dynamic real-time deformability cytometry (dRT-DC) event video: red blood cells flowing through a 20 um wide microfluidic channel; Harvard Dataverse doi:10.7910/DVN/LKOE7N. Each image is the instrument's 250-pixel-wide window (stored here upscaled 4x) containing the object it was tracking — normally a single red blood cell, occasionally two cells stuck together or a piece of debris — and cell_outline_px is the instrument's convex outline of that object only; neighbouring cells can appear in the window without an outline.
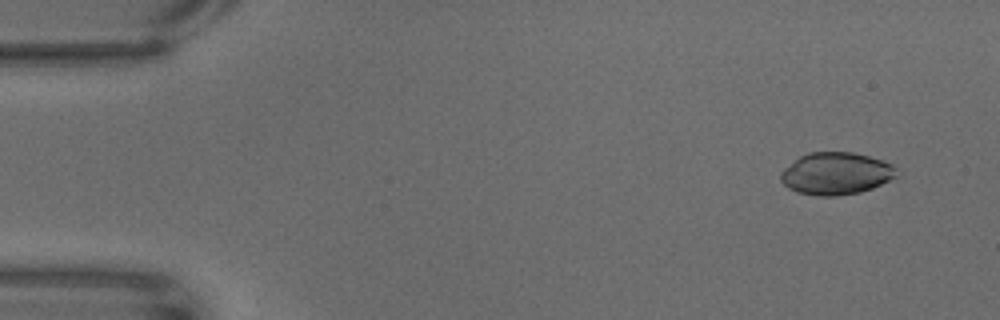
{"species": "common noctule bat (a hibernating species)", "species_latin": "Nyctalus noctula", "temperature_condition": "warm", "stored_images_in_passage": 21, "camera_frame_rate_fps": 3000, "um_per_image_px": 0.085, "animal": {"sex": "male", "body_mass_g": 18.8}, "frame": {"image": 1, "passage_image": 2, "time_ms": 0.333, "image_size_px": [1000, 320], "cell_outline_px": [[896, 176], [872, 188], [860, 192], [836, 196], [820, 196], [796, 192], [788, 188], [780, 180], [780, 172], [784, 168], [800, 156], [808, 152], [852, 152], [868, 156], [892, 164]], "centroid_in_image_um": [71.0, 14.75], "position_along_channel_um": 14.0, "area_um2": 28.26}}
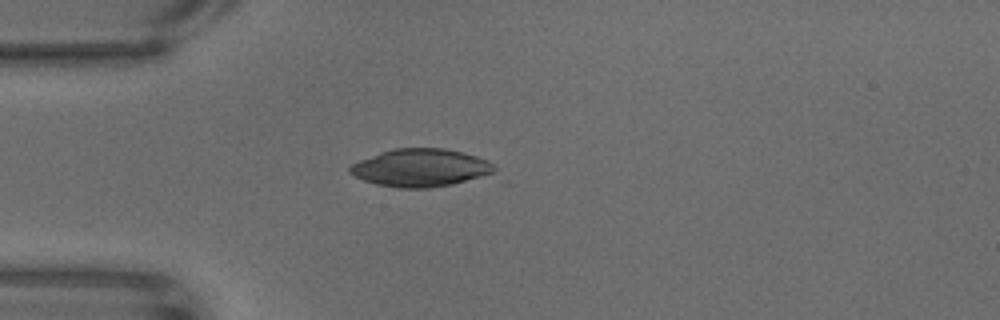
{"frame": {"image": 2, "passage_image": 15, "time_ms": 4.667, "image_size_px": [1000, 320], "cell_outline_px": [[496, 176], [452, 184], [428, 188], [400, 188], [376, 184], [364, 180], [348, 172], [348, 168], [352, 164], [360, 160], [380, 152], [392, 148], [444, 148], [476, 156], [488, 160], [496, 168]], "centroid_in_image_um": [35.83, 14.27], "position_along_channel_um": 49.2, "area_um2": 32.25}}